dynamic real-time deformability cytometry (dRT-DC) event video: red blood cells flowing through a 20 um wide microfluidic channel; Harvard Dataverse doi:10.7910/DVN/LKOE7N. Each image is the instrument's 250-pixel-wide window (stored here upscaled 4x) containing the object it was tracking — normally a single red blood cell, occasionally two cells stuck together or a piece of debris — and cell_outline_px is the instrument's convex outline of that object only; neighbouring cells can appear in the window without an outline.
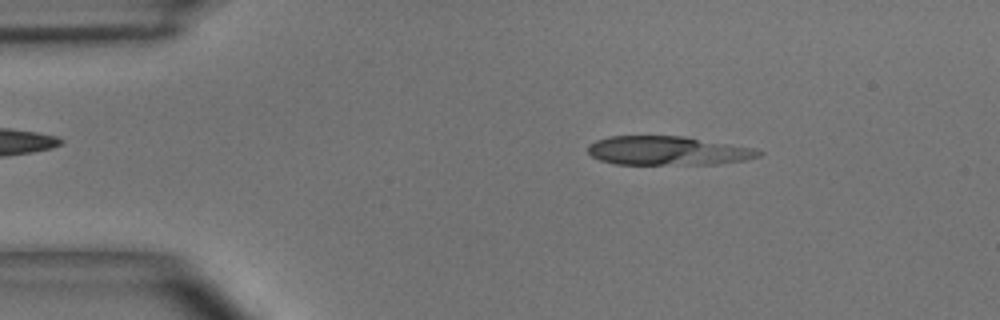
{"species": "common noctule bat (a hibernating species)", "species_latin": "Nyctalus noctula", "temperature_condition": "room temperature", "stored_images_in_passage": 49, "segment_of_instrument_passage": [1, 2], "camera_frame_rate_fps": 3000, "um_per_image_px": 0.085, "animal": {"sex": "male", "body_mass_g": 15.6}, "frame": {"image": 1, "passage_image": 7, "time_ms": 2.0, "image_size_px": [1000, 320], "cell_outline_px": [[764, 152], [760, 156], [744, 160], [712, 164], [616, 164], [600, 160], [592, 156], [588, 152], [588, 144], [596, 140], [608, 136], [684, 136], [756, 148]], "centroid_in_image_um": [56.76, 12.8], "position_along_channel_um": 28.2, "area_um2": 28.84}}